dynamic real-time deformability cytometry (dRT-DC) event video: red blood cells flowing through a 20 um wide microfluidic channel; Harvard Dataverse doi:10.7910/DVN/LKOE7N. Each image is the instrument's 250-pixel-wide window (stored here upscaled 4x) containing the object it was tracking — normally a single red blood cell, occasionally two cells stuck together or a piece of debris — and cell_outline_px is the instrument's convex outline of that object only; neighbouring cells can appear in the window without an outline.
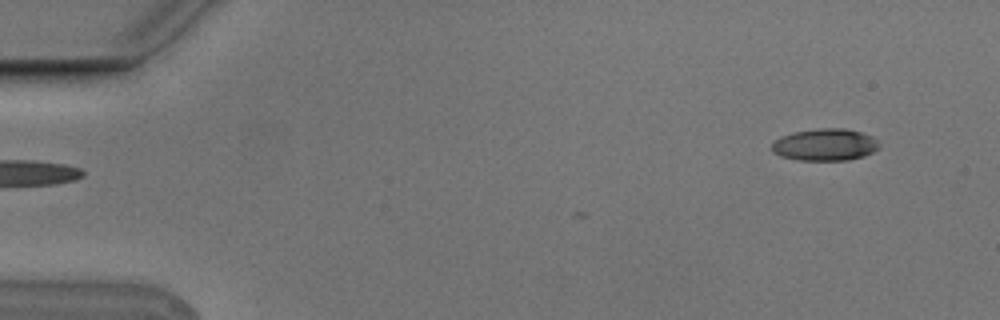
{"species": "Egyptian fruit bat (a non-hibernating species)", "species_latin": "Rousettus aegyptiacus", "temperature_condition": "cold", "stored_images_in_passage": 4, "camera_frame_rate_fps": 3000, "um_per_image_px": 0.085, "animal": {"sex": "male"}, "frame": {"image": 1, "passage_image": 1, "time_ms": 0.0, "image_size_px": [1000, 320], "cell_outline_px": [[880, 148], [864, 156], [848, 160], [800, 160], [780, 156], [772, 152], [772, 144], [780, 136], [792, 132], [816, 128], [844, 128], [860, 132], [872, 136], [880, 144]], "centroid_in_image_um": [70.13, 12.29], "position_along_channel_um": 14.9, "area_um2": 20.17}}